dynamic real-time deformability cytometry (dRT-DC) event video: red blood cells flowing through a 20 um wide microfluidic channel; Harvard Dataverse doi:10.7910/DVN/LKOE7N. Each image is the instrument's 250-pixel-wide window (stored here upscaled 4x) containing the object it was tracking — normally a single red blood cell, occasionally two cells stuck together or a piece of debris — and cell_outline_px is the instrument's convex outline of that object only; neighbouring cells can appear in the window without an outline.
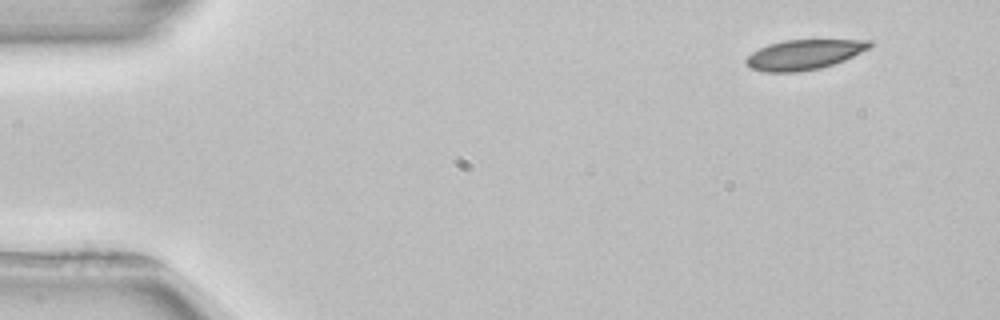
{"species": "common noctule bat (a hibernating species)", "species_latin": "Nyctalus noctula", "temperature_condition": "room temperature", "stored_images_in_passage": 4, "camera_frame_rate_fps": 3000, "um_per_image_px": 0.085, "animal": {"sex": "female", "body_mass_g": 22.7, "forearm_length_mm": 54.2}, "frame": {"image": 1, "passage_image": 1, "time_ms": 0.0, "image_size_px": [1000, 320], "cell_outline_px": [[872, 44], [868, 48], [844, 60], [820, 68], [796, 72], [764, 72], [752, 68], [744, 60], [752, 52], [768, 44], [784, 40], [872, 40]], "centroid_in_image_um": [68.31, 4.64], "position_along_channel_um": 16.7, "area_um2": 21.27}}
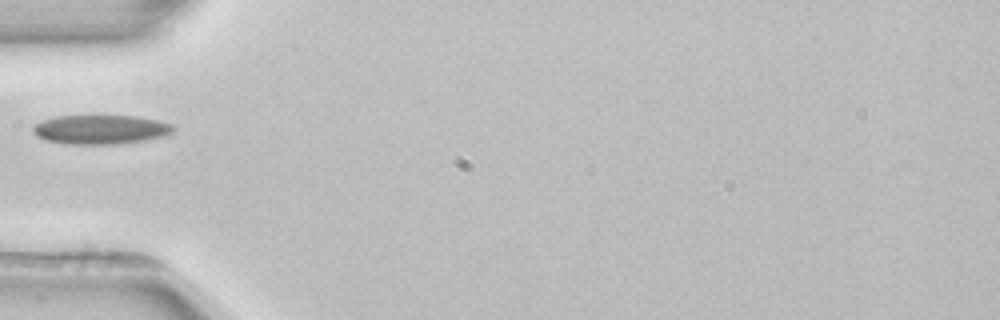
{"frame": {"image": 2, "passage_image": 4, "time_ms": 4.333, "image_size_px": [1000, 320], "cell_outline_px": [[176, 128], [172, 132], [164, 136], [144, 140], [112, 144], [72, 144], [44, 140], [36, 136], [32, 132], [32, 124], [56, 116], [136, 116], [160, 120], [172, 124]], "centroid_in_image_um": [8.54, 11.0], "position_along_channel_um": 76.5, "area_um2": 23.93}}